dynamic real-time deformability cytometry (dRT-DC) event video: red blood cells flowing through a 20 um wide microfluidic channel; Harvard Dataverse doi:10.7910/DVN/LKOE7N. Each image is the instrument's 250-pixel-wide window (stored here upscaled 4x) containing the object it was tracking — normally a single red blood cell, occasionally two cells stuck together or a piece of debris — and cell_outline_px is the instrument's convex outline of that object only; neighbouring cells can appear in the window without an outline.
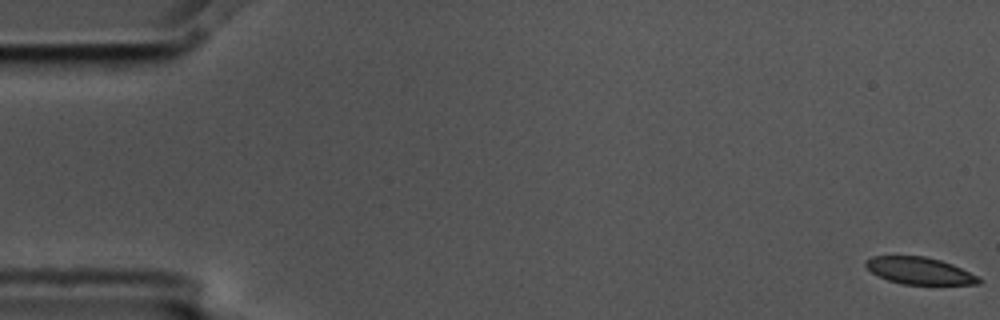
{"species": "common noctule bat (a hibernating species)", "species_latin": "Nyctalus noctula", "temperature_condition": "cold", "stored_images_in_passage": 5, "camera_frame_rate_fps": 3000, "um_per_image_px": 0.085, "animal": {"sex": "male", "body_mass_g": 17.5, "forearm_length_mm": 52.3}, "frame": {"image": 1, "passage_image": 1, "time_ms": 0.0, "image_size_px": [1000, 320], "cell_outline_px": [[984, 280], [980, 284], [904, 284], [888, 280], [872, 272], [864, 264], [864, 260], [872, 256], [924, 256], [940, 260], [952, 264], [980, 276]], "centroid_in_image_um": [78.2, 23.01], "position_along_channel_um": 6.8, "area_um2": 17.8}}
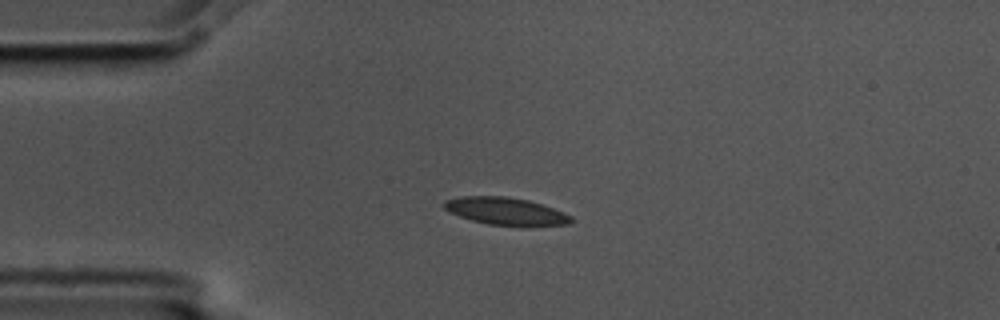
{"frame": {"image": 2, "passage_image": 4, "time_ms": 1.0, "image_size_px": [1000, 320], "cell_outline_px": [[576, 220], [568, 224], [488, 224], [472, 220], [460, 216], [444, 208], [444, 200], [460, 196], [504, 196], [528, 200], [564, 212], [572, 216]], "centroid_in_image_um": [42.97, 17.92], "position_along_channel_um": 42.0, "area_um2": 19.59}}